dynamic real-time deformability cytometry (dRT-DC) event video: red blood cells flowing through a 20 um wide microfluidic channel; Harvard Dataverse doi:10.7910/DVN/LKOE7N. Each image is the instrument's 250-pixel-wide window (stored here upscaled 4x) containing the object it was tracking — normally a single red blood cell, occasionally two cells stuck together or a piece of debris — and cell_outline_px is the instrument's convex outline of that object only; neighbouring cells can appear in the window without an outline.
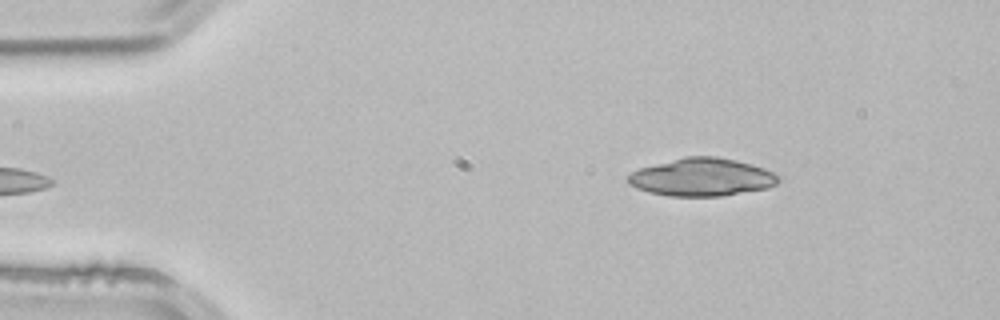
{"species": "common noctule bat (a hibernating species)", "species_latin": "Nyctalus noctula", "temperature_condition": "room temperature", "stored_images_in_passage": 3, "camera_frame_rate_fps": 3000, "um_per_image_px": 0.085, "animal": {"sex": "male", "body_mass_g": 21.5, "forearm_length_mm": 52.0}, "frame": {"image": 1, "passage_image": 3, "time_ms": 0.667, "image_size_px": [1000, 320], "cell_outline_px": [[780, 180], [776, 184], [768, 188], [724, 196], [668, 196], [648, 192], [636, 188], [628, 184], [628, 176], [632, 172], [640, 168], [684, 156], [716, 156], [736, 160], [752, 164], [764, 168], [780, 176]], "centroid_in_image_um": [59.67, 15.06], "position_along_channel_um": 25.3, "area_um2": 33.35}}